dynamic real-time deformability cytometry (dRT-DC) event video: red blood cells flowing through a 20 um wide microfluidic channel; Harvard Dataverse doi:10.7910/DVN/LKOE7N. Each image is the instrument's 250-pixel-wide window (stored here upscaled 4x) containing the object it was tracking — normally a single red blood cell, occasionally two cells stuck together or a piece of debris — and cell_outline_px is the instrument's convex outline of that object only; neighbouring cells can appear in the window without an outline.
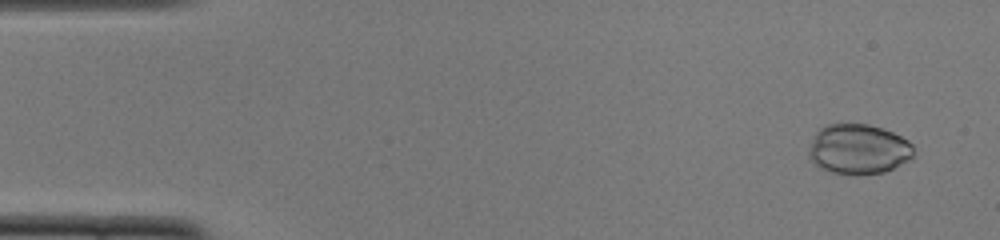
{"species": "common noctule bat (a hibernating species)", "species_latin": "Nyctalus noctula", "temperature_condition": "cold", "stored_images_in_passage": 51, "camera_frame_rate_fps": 3000, "um_per_image_px": 0.085, "animal": {"sex": "female", "body_mass_g": 22.0, "forearm_length_mm": 56.7}, "frame": {"image": 1, "passage_image": 3, "time_ms": 0.667, "image_size_px": [1000, 240], "cell_outline_px": [[912, 156], [892, 168], [884, 172], [860, 176], [856, 176], [828, 172], [812, 164], [808, 156], [808, 152], [812, 140], [816, 132], [820, 128], [828, 124], [868, 124], [892, 132], [908, 140], [912, 144]], "centroid_in_image_um": [72.9, 12.7], "position_along_channel_um": 12.1, "area_um2": 30.69}}
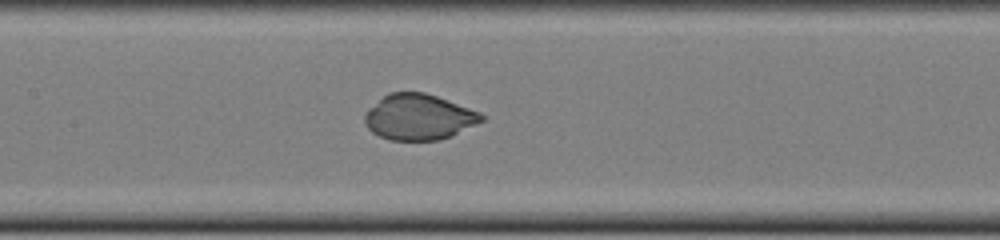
{"frame": {"image": 2, "passage_image": 24, "time_ms": 7.667, "image_size_px": [1000, 240], "cell_outline_px": [[484, 120], [440, 140], [388, 140], [372, 132], [364, 124], [364, 116], [368, 108], [388, 92], [424, 92], [436, 96], [480, 112], [484, 116]], "centroid_in_image_um": [35.55, 9.94], "position_along_channel_um": 171.9, "area_um2": 30.92}}
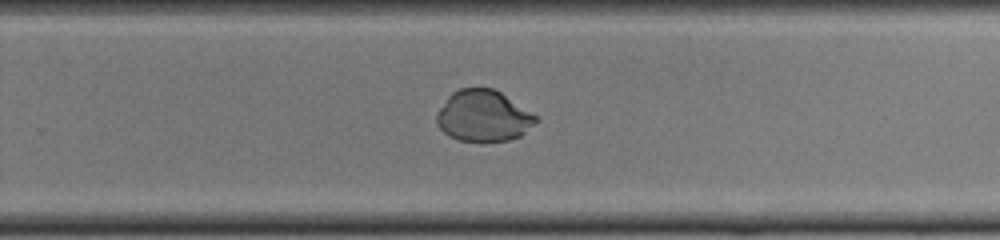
{"frame": {"image": 3, "passage_image": 33, "time_ms": 10.667, "image_size_px": [1000, 240], "cell_outline_px": [[540, 120], [520, 136], [508, 140], [480, 144], [460, 140], [448, 136], [436, 124], [436, 112], [448, 96], [452, 92], [460, 88], [492, 88], [500, 92], [536, 116]], "centroid_in_image_um": [41.05, 9.89], "position_along_channel_um": 288.7, "area_um2": 30.0}}